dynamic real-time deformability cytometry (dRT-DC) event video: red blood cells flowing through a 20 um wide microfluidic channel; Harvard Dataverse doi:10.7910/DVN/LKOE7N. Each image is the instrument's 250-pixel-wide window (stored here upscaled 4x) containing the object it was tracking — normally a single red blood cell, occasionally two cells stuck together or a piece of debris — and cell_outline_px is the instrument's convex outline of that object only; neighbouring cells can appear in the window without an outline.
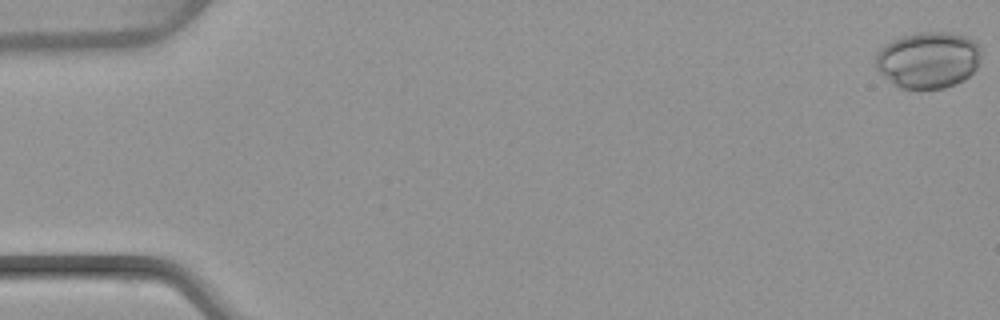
{"species": "common noctule bat (a hibernating species)", "species_latin": "Nyctalus noctula", "temperature_condition": "warm", "stored_images_in_passage": 4, "camera_frame_rate_fps": 3000, "um_per_image_px": 0.085, "animal": {"sex": "female", "body_mass_g": 22.7, "forearm_length_mm": 54.2}, "frame": {"image": 1, "passage_image": 1, "time_ms": 0.0, "image_size_px": [1000, 320], "cell_outline_px": [[980, 56], [976, 68], [964, 80], [956, 84], [944, 88], [900, 88], [892, 84], [876, 68], [876, 52], [884, 44], [892, 40], [904, 36], [920, 32], [948, 32], [968, 36], [980, 48]], "centroid_in_image_um": [78.88, 5.09], "position_along_channel_um": 6.1, "area_um2": 34.68}}